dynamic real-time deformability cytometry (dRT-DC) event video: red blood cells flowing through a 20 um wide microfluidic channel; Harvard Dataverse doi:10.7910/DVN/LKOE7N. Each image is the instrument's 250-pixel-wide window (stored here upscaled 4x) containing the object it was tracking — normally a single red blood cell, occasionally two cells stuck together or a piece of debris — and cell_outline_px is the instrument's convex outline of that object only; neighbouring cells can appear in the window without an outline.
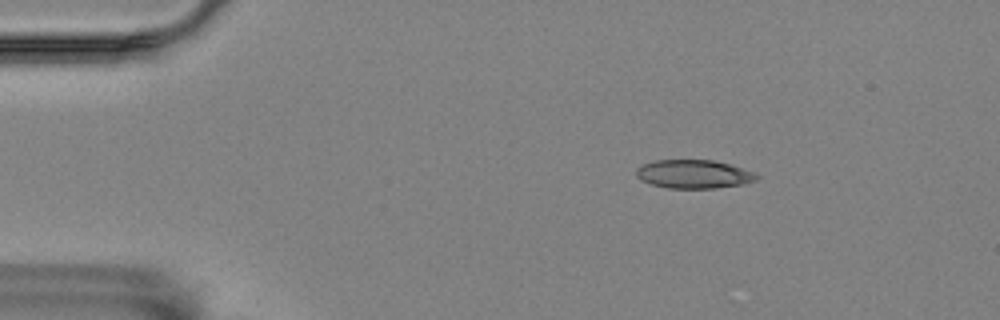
{"species": "Egyptian fruit bat (a non-hibernating species)", "species_latin": "Rousettus aegyptiacus", "temperature_condition": "room temperature", "stored_images_in_passage": 50, "camera_frame_rate_fps": 3000, "um_per_image_px": 0.085, "animal": {"sex": "female"}, "frame": {"image": 1, "passage_image": 1, "time_ms": 0.0, "image_size_px": [1000, 320], "cell_outline_px": [[760, 176], [756, 180], [744, 184], [712, 188], [668, 188], [652, 184], [640, 180], [636, 176], [636, 168], [644, 164], [656, 160], [712, 160], [728, 164], [756, 172]], "centroid_in_image_um": [58.98, 14.8], "position_along_channel_um": 26.0, "area_um2": 20.0}}
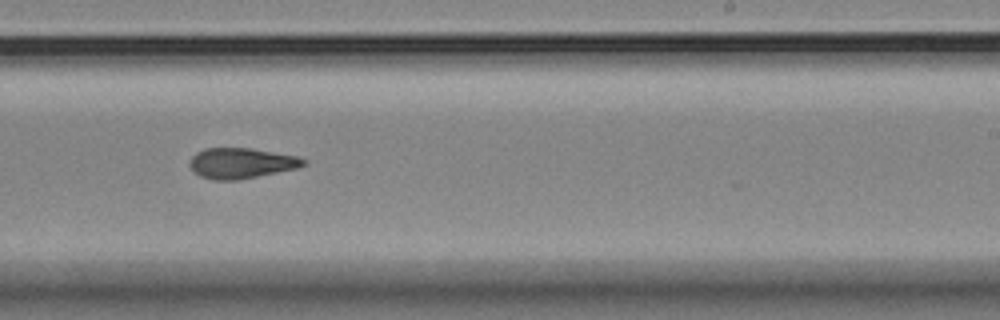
{"frame": {"image": 2, "passage_image": 27, "time_ms": 8.667, "image_size_px": [1000, 320], "cell_outline_px": [[308, 164], [300, 168], [236, 180], [212, 180], [200, 176], [188, 164], [192, 156], [196, 152], [204, 148], [252, 148], [296, 156], [308, 160]], "centroid_in_image_um": [20.54, 13.86], "position_along_channel_um": 268.5, "area_um2": 20.35}}
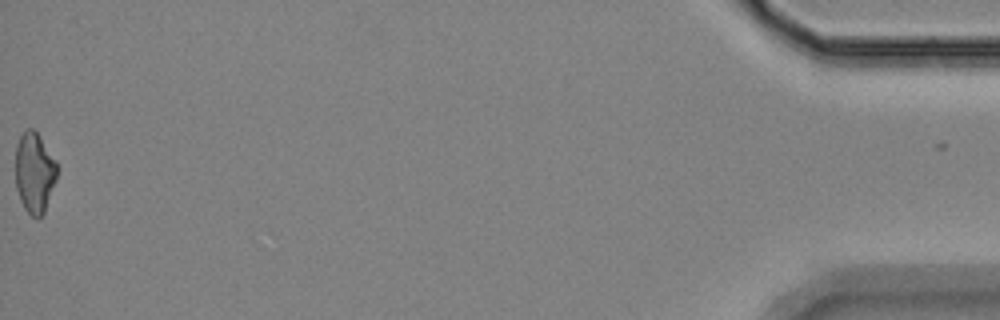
{"frame": {"image": 3, "passage_image": 49, "time_ms": 16.0, "image_size_px": [1000, 320], "cell_outline_px": [[56, 180], [44, 212], [40, 216], [32, 216], [24, 208], [20, 200], [16, 188], [16, 144], [20, 136], [28, 128], [32, 128], [36, 132], [56, 160]], "centroid_in_image_um": [2.92, 14.67], "position_along_channel_um": 432.3, "area_um2": 19.19}, "authors_computed_cell_mechanics": {"area_um2": 20.2878, "velocity_mm_per_s": 3.5317, "shape_relaxation_time_tau1_ms": null, "shape_relaxation_time_tau2_ms": 2.4712, "deformation_change_tau1": null, "deformation_change_tau2": 0.1013}}